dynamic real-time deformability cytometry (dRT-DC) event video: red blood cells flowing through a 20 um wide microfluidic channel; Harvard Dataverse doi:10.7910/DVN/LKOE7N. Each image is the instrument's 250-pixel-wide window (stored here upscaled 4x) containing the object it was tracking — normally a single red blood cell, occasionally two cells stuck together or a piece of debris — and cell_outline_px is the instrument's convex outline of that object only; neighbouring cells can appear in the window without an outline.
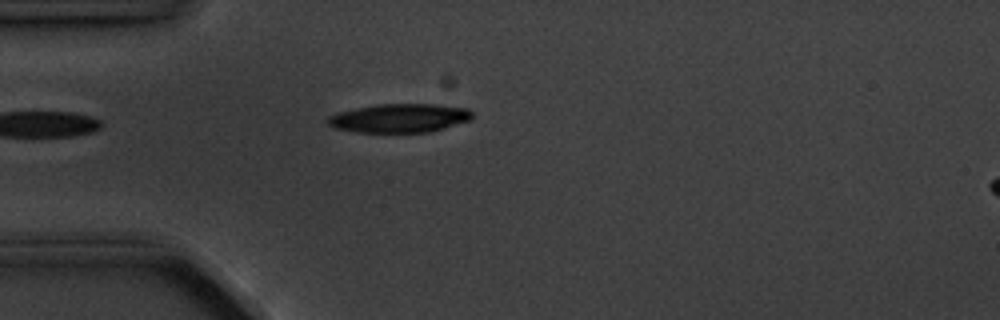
{"species": "common noctule bat (a hibernating species)", "species_latin": "Nyctalus noctula", "temperature_condition": "cold", "stored_images_in_passage": 2, "camera_frame_rate_fps": 3000, "um_per_image_px": 0.085, "animal": {"sex": "male", "body_mass_g": 20.1, "forearm_length_mm": 53.5}, "frame": {"image": 1, "passage_image": 1, "time_ms": 0.0, "image_size_px": [1000, 320], "cell_outline_px": [[472, 116], [468, 120], [444, 128], [428, 132], [356, 132], [332, 128], [328, 124], [328, 116], [340, 112], [380, 104], [432, 104], [468, 108], [472, 112]], "centroid_in_image_um": [33.95, 10.04], "position_along_channel_um": 51.1, "area_um2": 23.87}}